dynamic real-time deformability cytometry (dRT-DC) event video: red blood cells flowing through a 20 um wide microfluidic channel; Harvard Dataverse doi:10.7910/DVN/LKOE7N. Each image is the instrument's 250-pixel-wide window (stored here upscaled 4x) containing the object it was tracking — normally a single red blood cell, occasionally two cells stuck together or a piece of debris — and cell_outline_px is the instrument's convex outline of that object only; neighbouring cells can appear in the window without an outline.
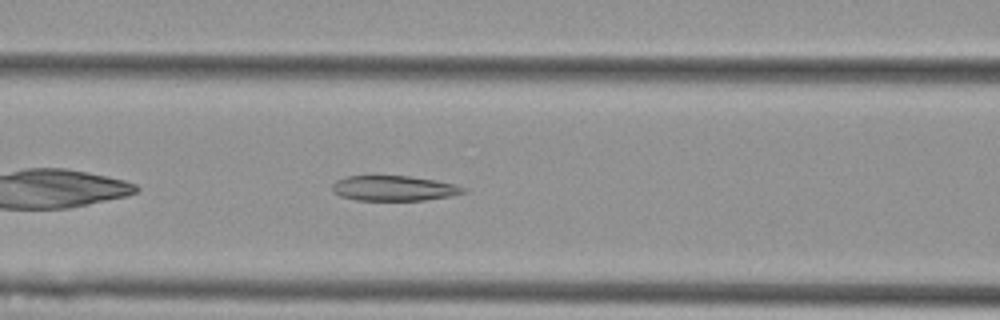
{"species": "Egyptian fruit bat (a non-hibernating species)", "species_latin": "Rousettus aegyptiacus", "temperature_condition": "cold", "stored_images_in_passage": 45, "camera_frame_rate_fps": 3000, "um_per_image_px": 0.085, "animal": {"sex": "female"}, "frame": {"image": 1, "passage_image": 12, "time_ms": 3.667, "image_size_px": [1000, 320], "cell_outline_px": [[468, 192], [452, 196], [424, 200], [356, 200], [340, 196], [332, 192], [332, 184], [336, 180], [348, 176], [408, 176], [436, 180], [468, 188]], "centroid_in_image_um": [33.5, 16.01], "position_along_channel_um": 133.1, "area_um2": 19.31}}
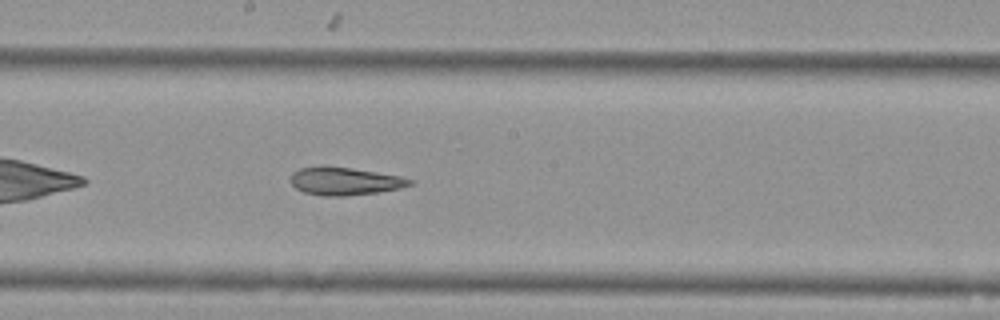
{"frame": {"image": 2, "passage_image": 19, "time_ms": 6.0, "image_size_px": [1000, 320], "cell_outline_px": [[416, 180], [412, 184], [400, 188], [376, 192], [344, 196], [324, 196], [304, 192], [296, 188], [288, 180], [292, 172], [300, 168], [320, 164], [324, 164], [352, 168], [400, 176]], "centroid_in_image_um": [29.25, 15.37], "position_along_channel_um": 219.0, "area_um2": 19.71}}
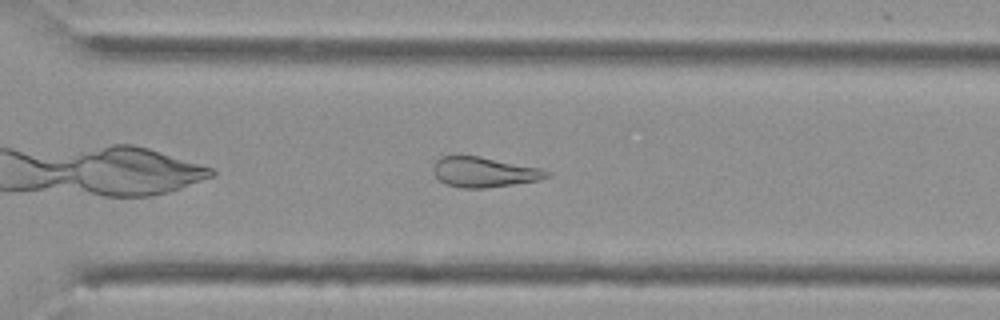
{"frame": {"image": 3, "passage_image": 28, "time_ms": 9.0, "image_size_px": [1000, 320], "cell_outline_px": [[552, 176], [540, 180], [484, 188], [460, 188], [448, 184], [440, 180], [436, 176], [432, 168], [432, 164], [440, 156], [480, 156], [540, 168], [552, 172]], "centroid_in_image_um": [41.16, 14.62], "position_along_channel_um": 329.4, "area_um2": 19.94}, "authors_computed_cell_mechanics": {"area_um2": 21.5594, "velocity_mm_per_s": 3.6964, "shape_relaxation_time_tau1_ms": null, "shape_relaxation_time_tau2_ms": 4.9605, "deformation_change_tau1": null, "deformation_change_tau2": 0.1496}}